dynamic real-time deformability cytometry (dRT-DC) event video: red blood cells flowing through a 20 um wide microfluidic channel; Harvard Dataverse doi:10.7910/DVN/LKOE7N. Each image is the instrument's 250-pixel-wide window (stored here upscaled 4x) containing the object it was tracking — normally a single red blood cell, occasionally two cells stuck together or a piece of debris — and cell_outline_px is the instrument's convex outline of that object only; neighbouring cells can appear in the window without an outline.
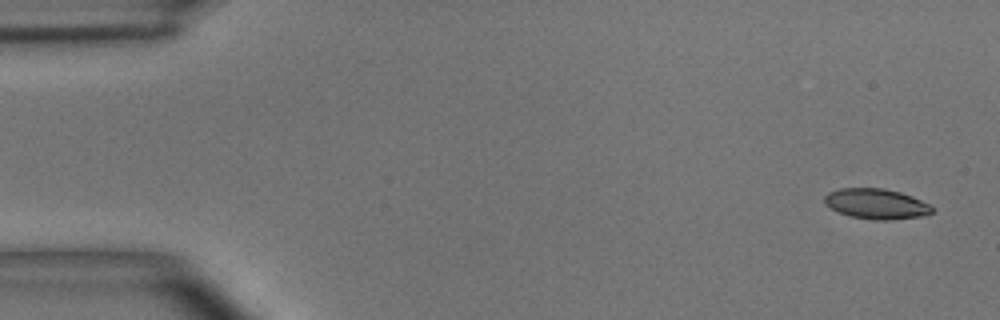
{"species": "common noctule bat (a hibernating species)", "species_latin": "Nyctalus noctula", "temperature_condition": "room temperature", "stored_images_in_passage": 5, "camera_frame_rate_fps": 3000, "um_per_image_px": 0.085, "animal": {"sex": "male", "body_mass_g": 15.6}, "frame": {"image": 1, "passage_image": 1, "time_ms": 0.0, "image_size_px": [1000, 320], "cell_outline_px": [[932, 212], [924, 216], [888, 220], [872, 220], [848, 216], [824, 204], [824, 196], [828, 192], [840, 188], [884, 188], [900, 192], [912, 196], [932, 204]], "centroid_in_image_um": [74.49, 17.32], "position_along_channel_um": 10.5, "area_um2": 19.19}}